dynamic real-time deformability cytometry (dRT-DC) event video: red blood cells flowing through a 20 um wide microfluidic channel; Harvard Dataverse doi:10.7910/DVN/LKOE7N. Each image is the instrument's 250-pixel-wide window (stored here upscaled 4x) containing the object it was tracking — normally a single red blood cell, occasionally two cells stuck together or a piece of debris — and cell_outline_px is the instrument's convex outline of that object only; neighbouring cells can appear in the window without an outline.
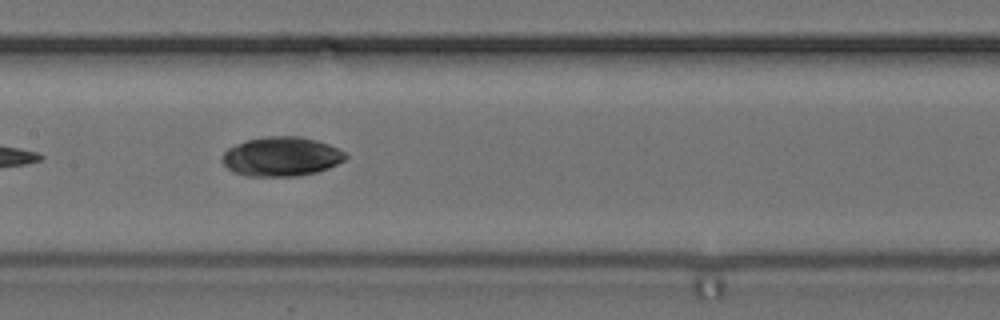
{"species": "common noctule bat (a hibernating species)", "species_latin": "Nyctalus noctula", "temperature_condition": "cold", "stored_images_in_passage": 9, "camera_frame_rate_fps": 3000, "um_per_image_px": 0.085, "animal": {"sex": "female", "body_mass_g": 24.6, "forearm_length_mm": 56.2}, "frame": {"image": 1, "passage_image": 6, "time_ms": 6.667, "image_size_px": [1000, 320], "cell_outline_px": [[348, 156], [344, 160], [328, 168], [316, 172], [296, 176], [248, 176], [232, 172], [220, 160], [224, 152], [228, 148], [236, 144], [248, 140], [264, 136], [296, 136], [316, 140], [340, 148]], "centroid_in_image_um": [23.9, 13.3], "position_along_channel_um": 183.5, "area_um2": 28.26}}
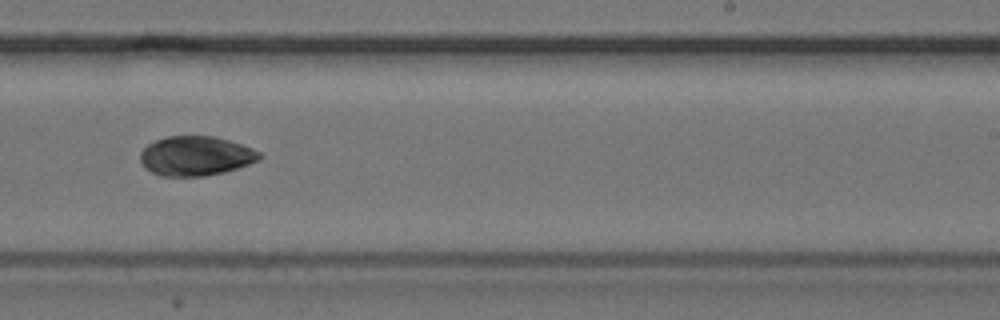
{"frame": {"image": 2, "passage_image": 8, "time_ms": 9.0, "image_size_px": [1000, 320], "cell_outline_px": [[264, 156], [260, 160], [224, 172], [204, 176], [160, 176], [152, 172], [140, 160], [140, 152], [148, 144], [156, 140], [168, 136], [216, 136], [252, 148], [260, 152]], "centroid_in_image_um": [16.66, 13.25], "position_along_channel_um": 272.3, "area_um2": 27.34}}
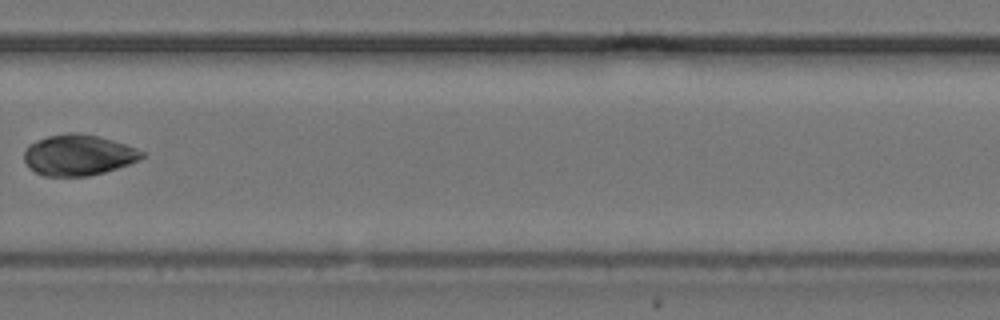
{"frame": {"image": 3, "passage_image": 9, "time_ms": 10.333, "image_size_px": [1000, 320], "cell_outline_px": [[144, 156], [140, 160], [104, 172], [88, 176], [44, 176], [28, 168], [24, 160], [24, 152], [28, 144], [36, 140], [48, 136], [68, 132], [72, 132], [100, 136], [136, 148], [144, 152]], "centroid_in_image_um": [6.63, 13.17], "position_along_channel_um": 323.2, "area_um2": 28.09}}